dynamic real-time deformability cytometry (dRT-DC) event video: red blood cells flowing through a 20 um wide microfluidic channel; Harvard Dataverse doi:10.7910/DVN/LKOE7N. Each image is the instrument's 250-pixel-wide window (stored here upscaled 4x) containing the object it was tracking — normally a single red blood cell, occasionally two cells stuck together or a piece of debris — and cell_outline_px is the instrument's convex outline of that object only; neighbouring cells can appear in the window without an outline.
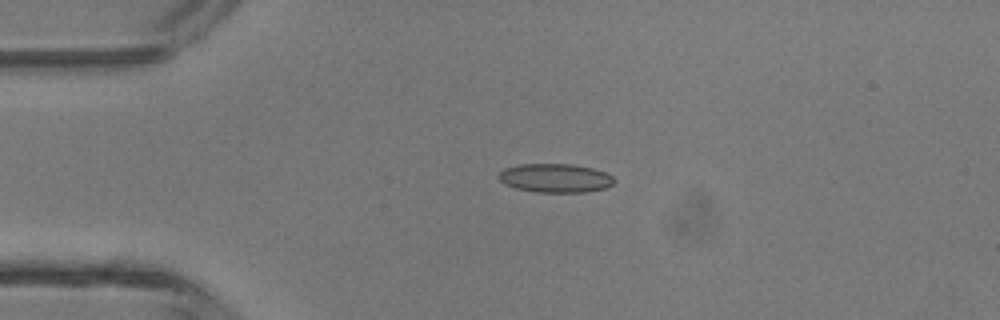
{"species": "common noctule bat (a hibernating species)", "species_latin": "Nyctalus noctula", "temperature_condition": "room temperature", "stored_images_in_passage": 3, "camera_frame_rate_fps": 3000, "um_per_image_px": 0.085, "animal": {"sex": "male", "body_mass_g": 13.3}, "frame": {"image": 1, "passage_image": 1, "time_ms": 0.0, "image_size_px": [1000, 320], "cell_outline_px": [[616, 180], [608, 188], [584, 192], [536, 192], [516, 188], [504, 184], [496, 176], [504, 168], [520, 164], [572, 164], [592, 168], [604, 172], [612, 176]], "centroid_in_image_um": [47.19, 15.13], "position_along_channel_um": 37.8, "area_um2": 19.48}}
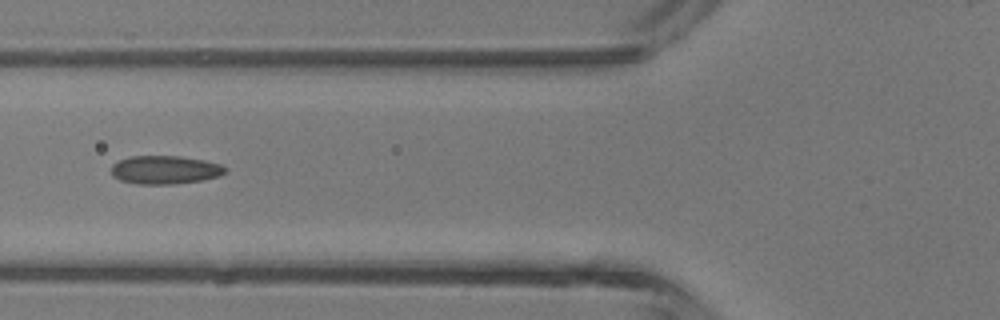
{"frame": {"image": 2, "passage_image": 3, "time_ms": 2.333, "image_size_px": [1000, 320], "cell_outline_px": [[224, 172], [220, 176], [200, 180], [172, 184], [136, 184], [120, 180], [112, 176], [112, 164], [128, 156], [180, 156], [204, 160], [220, 164], [224, 168]], "centroid_in_image_um": [13.97, 14.43], "position_along_channel_um": 111.8, "area_um2": 18.73}}